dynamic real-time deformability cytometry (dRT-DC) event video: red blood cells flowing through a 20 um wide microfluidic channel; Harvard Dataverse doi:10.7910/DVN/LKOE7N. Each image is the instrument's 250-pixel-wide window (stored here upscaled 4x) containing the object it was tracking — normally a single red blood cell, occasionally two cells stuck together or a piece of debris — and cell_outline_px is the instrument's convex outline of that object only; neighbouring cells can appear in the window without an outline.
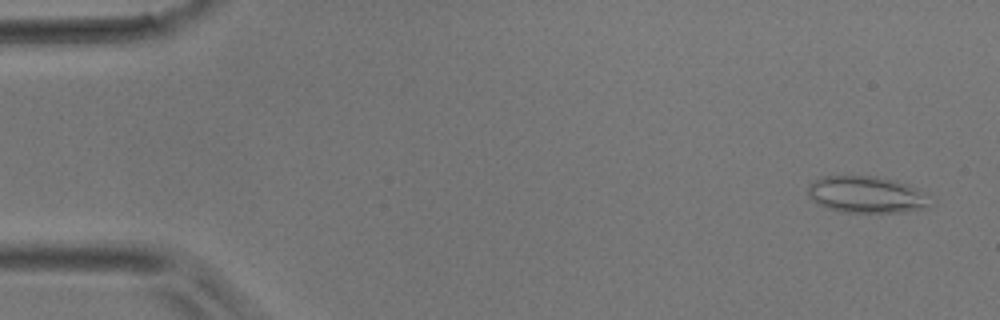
{"species": "common noctule bat (a hibernating species)", "species_latin": "Nyctalus noctula", "temperature_condition": "room temperature", "stored_images_in_passage": 46, "camera_frame_rate_fps": 3000, "um_per_image_px": 0.085, "animal": {"sex": "male", "body_mass_g": 17.9}, "frame": {"image": 1, "passage_image": 2, "time_ms": 0.333, "image_size_px": [1000, 320], "cell_outline_px": [[936, 204], [928, 208], [900, 212], [840, 212], [828, 208], [812, 200], [808, 196], [808, 184], [812, 180], [820, 176], [876, 176], [896, 180], [908, 184], [916, 188], [936, 200]], "centroid_in_image_um": [73.71, 16.54], "position_along_channel_um": 11.3, "area_um2": 26.76}}
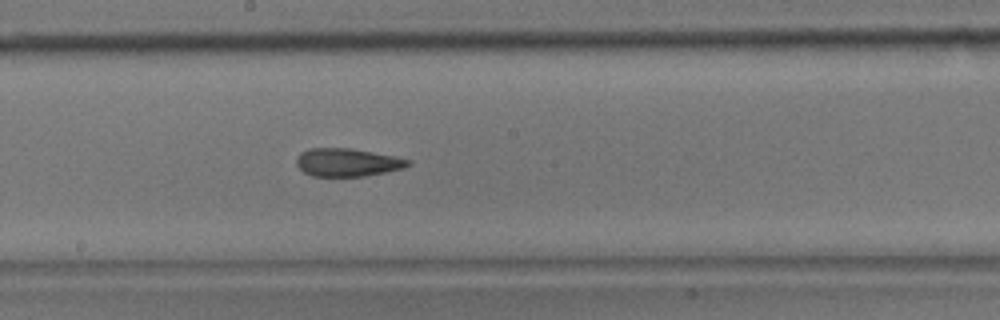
{"frame": {"image": 2, "passage_image": 25, "time_ms": 8.0, "image_size_px": [1000, 320], "cell_outline_px": [[412, 164], [404, 168], [364, 176], [312, 176], [304, 172], [296, 164], [296, 160], [300, 152], [308, 148], [352, 148], [396, 156], [412, 160]], "centroid_in_image_um": [29.55, 13.79], "position_along_channel_um": 218.7, "area_um2": 18.38}}
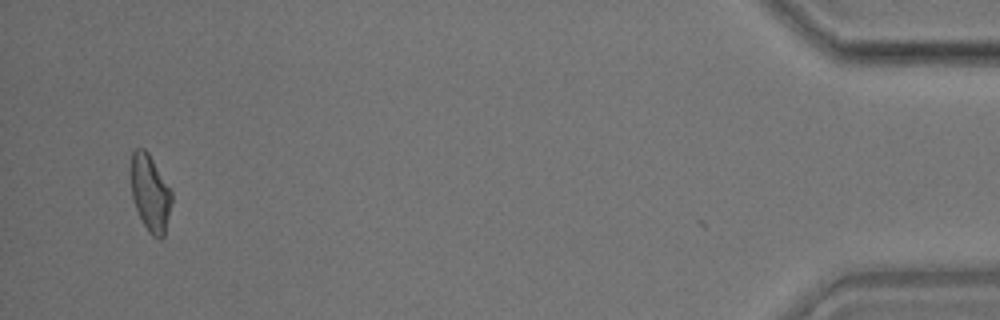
{"frame": {"image": 3, "passage_image": 45, "time_ms": 14.667, "image_size_px": [1000, 320], "cell_outline_px": [[172, 200], [164, 236], [160, 240], [152, 236], [148, 232], [136, 208], [132, 196], [132, 152], [136, 148], [144, 148], [148, 152], [172, 192]], "centroid_in_image_um": [12.78, 16.44], "position_along_channel_um": 422.4, "area_um2": 17.86}}